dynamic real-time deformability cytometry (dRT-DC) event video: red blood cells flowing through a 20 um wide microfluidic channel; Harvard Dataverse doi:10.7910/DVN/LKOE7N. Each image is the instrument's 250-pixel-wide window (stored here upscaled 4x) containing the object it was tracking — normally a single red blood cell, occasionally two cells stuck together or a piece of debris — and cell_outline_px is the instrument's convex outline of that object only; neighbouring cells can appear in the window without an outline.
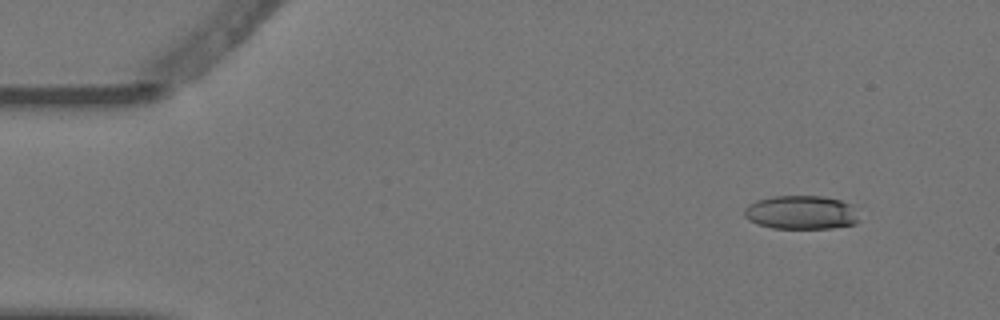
{"species": "Egyptian fruit bat (a non-hibernating species)", "species_latin": "Rousettus aegyptiacus", "temperature_condition": "warm", "stored_images_in_passage": 3, "camera_frame_rate_fps": 3000, "um_per_image_px": 0.085, "animal": {"sex": "female"}, "frame": {"image": 1, "passage_image": 1, "time_ms": 0.0, "image_size_px": [1000, 320], "cell_outline_px": [[860, 220], [856, 224], [832, 228], [772, 228], [756, 224], [748, 220], [744, 216], [744, 208], [748, 204], [756, 200], [772, 196], [824, 196], [840, 200], [848, 204]], "centroid_in_image_um": [68.04, 18.06], "position_along_channel_um": 17.0, "area_um2": 22.6}}